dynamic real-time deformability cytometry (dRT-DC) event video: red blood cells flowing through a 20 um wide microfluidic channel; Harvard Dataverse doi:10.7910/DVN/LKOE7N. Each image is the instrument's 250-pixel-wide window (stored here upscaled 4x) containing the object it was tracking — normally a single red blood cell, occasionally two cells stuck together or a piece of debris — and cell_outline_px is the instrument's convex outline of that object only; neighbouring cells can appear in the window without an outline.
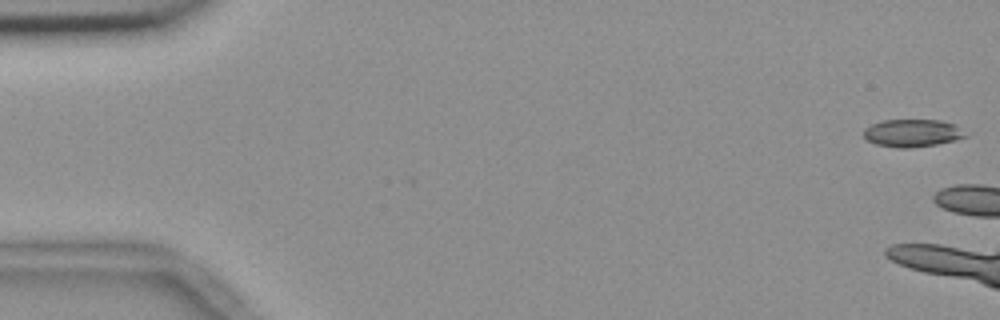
{"species": "common noctule bat (a hibernating species)", "species_latin": "Nyctalus noctula", "temperature_condition": "room temperature", "stored_images_in_passage": 3, "camera_frame_rate_fps": 3000, "um_per_image_px": 0.085, "animal": {"sex": "female", "body_mass_g": 18.4}, "frame": {"image": 1, "passage_image": 1, "time_ms": 0.0, "image_size_px": [1000, 320], "cell_outline_px": [[968, 136], [956, 140], [936, 144], [912, 148], [896, 148], [876, 144], [868, 140], [864, 136], [864, 128], [880, 120], [940, 120], [956, 124]], "centroid_in_image_um": [77.55, 11.31], "position_along_channel_um": 7.4, "area_um2": 16.47}}